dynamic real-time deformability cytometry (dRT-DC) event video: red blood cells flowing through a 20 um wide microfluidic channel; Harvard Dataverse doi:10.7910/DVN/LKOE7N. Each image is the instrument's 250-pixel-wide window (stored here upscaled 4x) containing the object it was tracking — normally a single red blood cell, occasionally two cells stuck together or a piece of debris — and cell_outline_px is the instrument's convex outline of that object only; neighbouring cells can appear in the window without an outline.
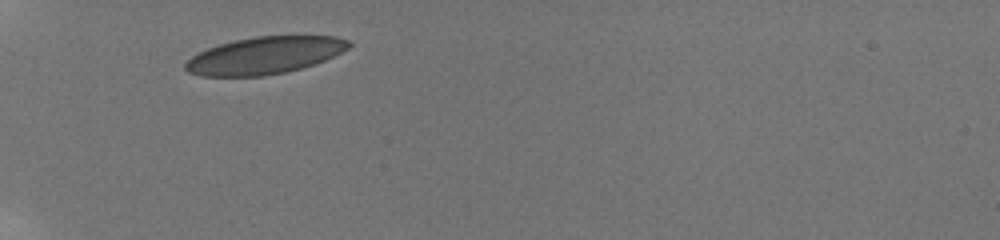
{"species": "human", "species_latin": "Homo sapiens", "temperature_condition": "room temperature", "stored_images_in_passage": 37, "camera_frame_rate_fps": 3000, "um_per_image_px": 0.085, "donor": {"sex": "male"}, "frame": {"image": 1, "passage_image": 1, "time_ms": 0.0, "image_size_px": [1000, 240], "cell_outline_px": [[352, 44], [348, 48], [324, 60], [288, 72], [264, 76], [200, 76], [188, 72], [184, 68], [184, 64], [192, 56], [208, 48], [220, 44], [236, 40], [256, 36], [336, 36], [348, 40]], "centroid_in_image_um": [22.48, 4.71], "position_along_channel_um": 62.5, "area_um2": 35.14}}
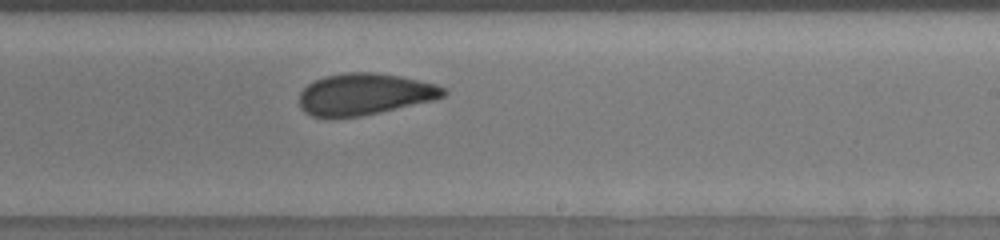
{"frame": {"image": 2, "passage_image": 22, "time_ms": 5.667, "image_size_px": [1000, 240], "cell_outline_px": [[448, 92], [444, 96], [432, 100], [380, 112], [360, 116], [312, 116], [304, 112], [300, 108], [300, 92], [312, 80], [324, 76], [344, 72], [376, 72], [400, 76], [436, 84], [444, 88]], "centroid_in_image_um": [30.97, 7.98], "position_along_channel_um": 258.0, "area_um2": 34.74}}
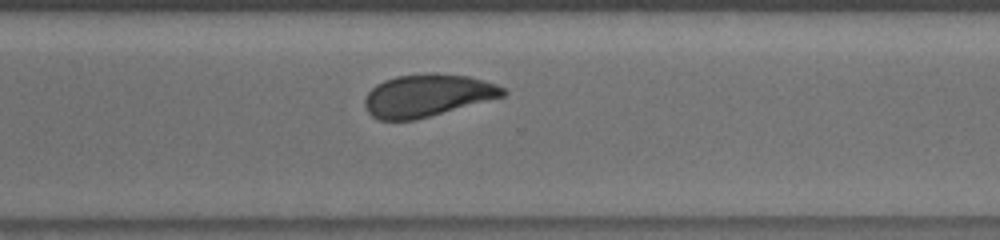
{"frame": {"image": 3, "passage_image": 26, "time_ms": 7.667, "image_size_px": [1000, 240], "cell_outline_px": [[508, 92], [504, 96], [416, 120], [380, 120], [372, 116], [368, 112], [364, 104], [364, 100], [368, 92], [376, 84], [384, 80], [396, 76], [424, 72], [468, 76], [484, 80], [496, 84], [504, 88]], "centroid_in_image_um": [36.31, 8.11], "position_along_channel_um": 334.3, "area_um2": 34.28}, "authors_computed_cell_mechanics": {"area_um2": 35.7204, "velocity_mm_per_s": 3.8081, "shape_relaxation_time_tau1_ms": 4.1677, "shape_relaxation_time_tau2_ms": 1.6951, "deformation_change_tau1": 0.1099, "deformation_change_tau2": 0.0685}}